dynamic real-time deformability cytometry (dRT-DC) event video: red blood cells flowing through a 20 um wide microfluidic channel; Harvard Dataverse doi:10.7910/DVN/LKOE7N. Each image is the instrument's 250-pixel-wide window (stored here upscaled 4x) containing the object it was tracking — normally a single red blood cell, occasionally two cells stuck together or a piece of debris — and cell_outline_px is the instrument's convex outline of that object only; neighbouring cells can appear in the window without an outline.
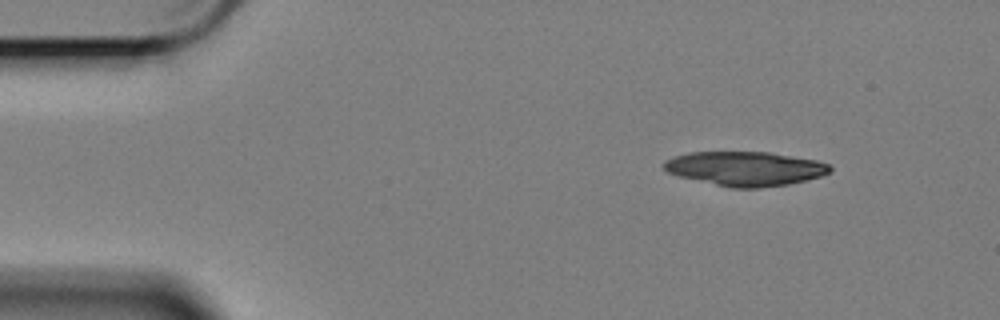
{"species": "Egyptian fruit bat (a non-hibernating species)", "species_latin": "Rousettus aegyptiacus", "temperature_condition": "cold", "stored_images_in_passage": 17, "camera_frame_rate_fps": 3000, "um_per_image_px": 0.085, "animal": {"sex": "female"}, "frame": {"image": 1, "passage_image": 1, "time_ms": 0.0, "image_size_px": [1000, 320], "cell_outline_px": [[832, 172], [808, 180], [788, 184], [760, 188], [732, 188], [680, 176], [668, 172], [660, 164], [664, 160], [672, 156], [688, 152], [772, 152], [816, 160], [828, 164], [832, 168]], "centroid_in_image_um": [63.34, 14.32], "position_along_channel_um": 21.7, "area_um2": 33.35}}